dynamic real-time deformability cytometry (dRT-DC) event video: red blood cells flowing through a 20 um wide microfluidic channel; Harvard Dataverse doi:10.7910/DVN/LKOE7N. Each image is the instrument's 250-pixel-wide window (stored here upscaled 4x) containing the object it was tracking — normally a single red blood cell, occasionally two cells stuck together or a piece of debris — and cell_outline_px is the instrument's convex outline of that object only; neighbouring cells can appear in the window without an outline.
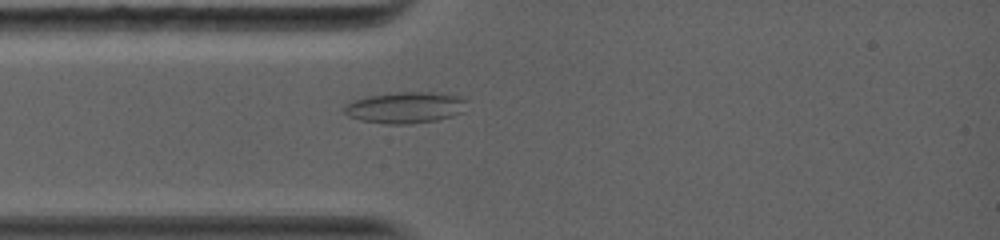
{"species": "common noctule bat (a hibernating species)", "species_latin": "Nyctalus noctula", "temperature_condition": "warm", "stored_images_in_passage": 7, "camera_frame_rate_fps": 5000, "um_per_image_px": 0.085, "animal": {"sex": "female", "body_mass_g": 19.0, "forearm_length_mm": 56.7}, "frame": {"image": 1, "passage_image": 7, "time_ms": 2.8, "image_size_px": [1000, 240], "cell_outline_px": [[464, 112], [452, 116], [436, 120], [408, 124], [384, 124], [360, 120], [348, 116], [344, 112], [344, 104], [352, 100], [364, 96], [396, 92], [432, 92], [460, 96], [464, 100]], "centroid_in_image_um": [34.39, 9.14], "position_along_channel_um": 50.6, "area_um2": 22.48}}